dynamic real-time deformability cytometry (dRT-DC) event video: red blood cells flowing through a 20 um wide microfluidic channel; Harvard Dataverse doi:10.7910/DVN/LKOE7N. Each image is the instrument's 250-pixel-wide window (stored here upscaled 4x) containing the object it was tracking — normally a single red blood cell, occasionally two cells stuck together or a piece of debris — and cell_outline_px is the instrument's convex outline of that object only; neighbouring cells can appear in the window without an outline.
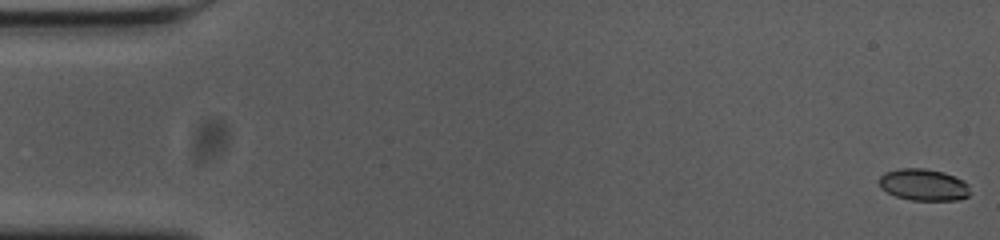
{"species": "common noctule bat (a hibernating species)", "species_latin": "Nyctalus noctula", "temperature_condition": "cold", "stored_images_in_passage": 56, "camera_frame_rate_fps": 3000, "um_per_image_px": 0.085, "animal": {"sex": "female", "body_mass_g": 23.0, "forearm_length_mm": 53.4}, "frame": {"image": 1, "passage_image": 1, "time_ms": 0.0, "image_size_px": [1000, 240], "cell_outline_px": [[968, 196], [960, 200], [912, 200], [896, 196], [880, 188], [880, 176], [884, 172], [896, 168], [924, 168], [944, 172], [964, 180], [968, 184]], "centroid_in_image_um": [78.49, 15.69], "position_along_channel_um": 6.5, "area_um2": 16.88}}
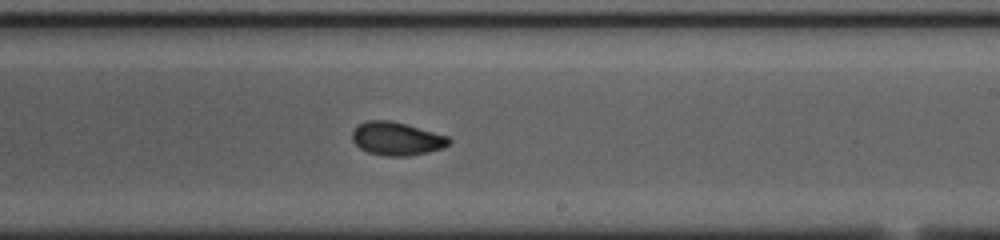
{"frame": {"image": 2, "passage_image": 33, "time_ms": 10.667, "image_size_px": [1000, 240], "cell_outline_px": [[452, 140], [444, 148], [428, 152], [408, 156], [388, 156], [368, 152], [360, 148], [352, 140], [352, 132], [356, 124], [368, 120], [392, 120], [408, 124], [448, 136]], "centroid_in_image_um": [33.71, 11.77], "position_along_channel_um": 255.3, "area_um2": 18.96}}
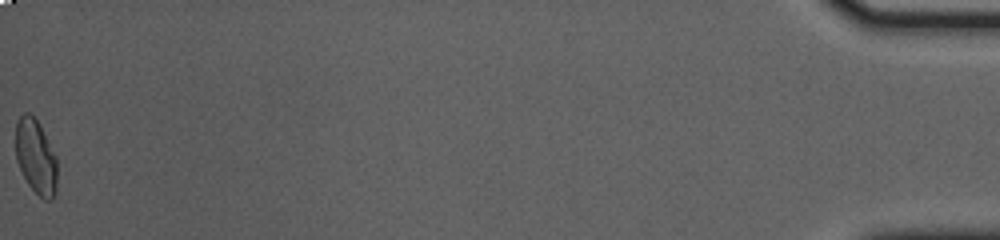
{"frame": {"image": 3, "passage_image": 56, "time_ms": 18.333, "image_size_px": [1000, 240], "cell_outline_px": [[56, 192], [52, 200], [44, 200], [28, 184], [16, 160], [16, 120], [24, 112], [28, 112], [40, 124], [56, 156]], "centroid_in_image_um": [3.04, 13.31], "position_along_channel_um": 432.2, "area_um2": 17.98}, "authors_computed_cell_mechanics": {"area_um2": 18.0336, "velocity_mm_per_s": 3.6784, "shape_relaxation_time_tau1_ms": 10.3975, "shape_relaxation_time_tau2_ms": 2.2464, "deformation_change_tau1": 0.2241, "deformation_change_tau2": 0.0616}}